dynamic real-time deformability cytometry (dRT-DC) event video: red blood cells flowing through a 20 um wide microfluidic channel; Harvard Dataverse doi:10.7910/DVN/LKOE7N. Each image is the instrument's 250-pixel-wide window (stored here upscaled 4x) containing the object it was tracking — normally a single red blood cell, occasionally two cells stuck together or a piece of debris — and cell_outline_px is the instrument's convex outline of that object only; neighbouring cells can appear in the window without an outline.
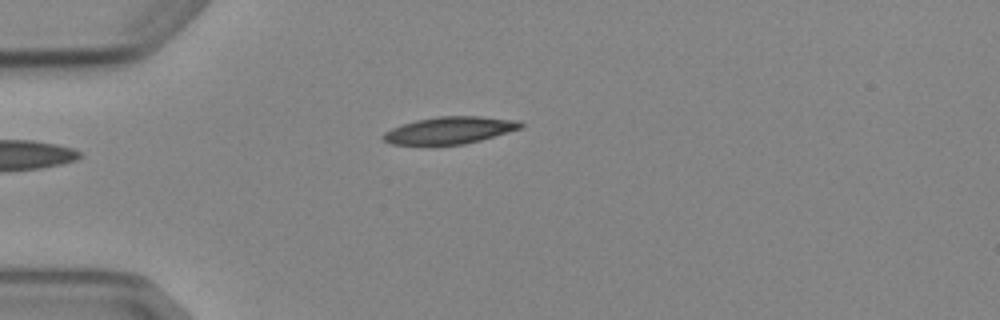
{"species": "Egyptian fruit bat (a non-hibernating species)", "species_latin": "Rousettus aegyptiacus", "temperature_condition": "cold", "stored_images_in_passage": 5, "camera_frame_rate_fps": 3000, "um_per_image_px": 0.085, "animal": {"sex": "female"}, "frame": {"image": 1, "passage_image": 5, "time_ms": 4.667, "image_size_px": [1000, 320], "cell_outline_px": [[524, 124], [520, 128], [508, 132], [480, 140], [464, 144], [392, 144], [384, 140], [380, 136], [384, 132], [392, 128], [416, 120], [436, 116], [480, 116], [520, 120]], "centroid_in_image_um": [38.23, 11.06], "position_along_channel_um": 46.8, "area_um2": 21.5}}